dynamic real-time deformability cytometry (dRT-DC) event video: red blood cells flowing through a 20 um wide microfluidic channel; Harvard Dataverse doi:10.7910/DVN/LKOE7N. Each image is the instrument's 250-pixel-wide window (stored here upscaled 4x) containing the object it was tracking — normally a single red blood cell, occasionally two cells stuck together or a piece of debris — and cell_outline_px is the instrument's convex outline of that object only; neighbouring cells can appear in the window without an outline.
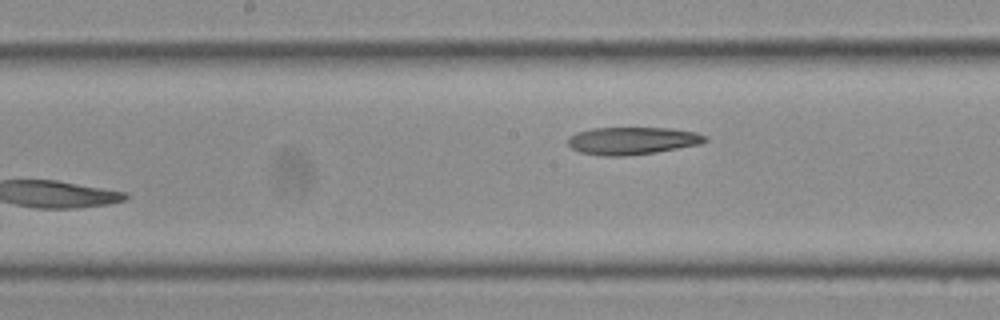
{"species": "Egyptian fruit bat (a non-hibernating species)", "species_latin": "Rousettus aegyptiacus", "temperature_condition": "cold", "stored_images_in_passage": 14, "camera_frame_rate_fps": 3000, "um_per_image_px": 0.085, "frame": {"image": 1, "passage_image": 14, "time_ms": 4.333, "image_size_px": [1000, 320], "cell_outline_px": [[708, 140], [700, 144], [656, 152], [624, 156], [600, 156], [580, 152], [572, 148], [568, 144], [568, 136], [576, 132], [592, 128], [672, 128], [696, 132], [708, 136]], "centroid_in_image_um": [53.74, 11.96], "position_along_channel_um": 194.5, "area_um2": 22.14}}